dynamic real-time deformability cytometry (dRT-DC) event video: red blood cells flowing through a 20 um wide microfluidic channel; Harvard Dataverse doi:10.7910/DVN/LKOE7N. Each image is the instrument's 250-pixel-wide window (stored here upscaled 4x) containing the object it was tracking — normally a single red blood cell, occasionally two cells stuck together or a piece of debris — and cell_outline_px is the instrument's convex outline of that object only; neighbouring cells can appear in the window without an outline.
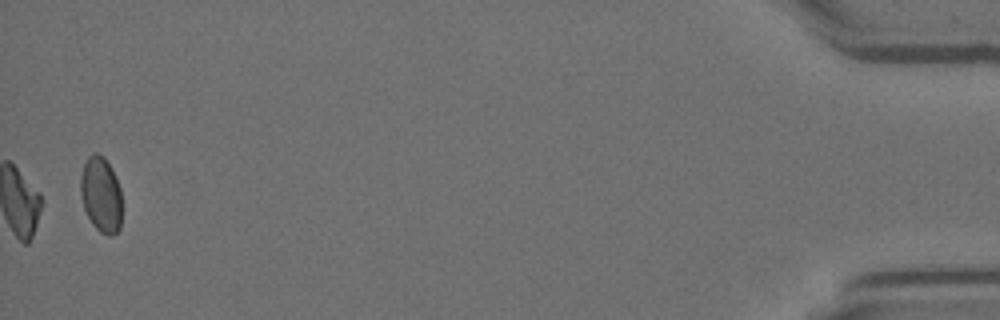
{"species": "Egyptian fruit bat (a non-hibernating species)", "species_latin": "Rousettus aegyptiacus", "temperature_condition": "room temperature", "stored_images_in_passage": 49, "segment_of_instrument_passage": [2, 2], "camera_frame_rate_fps": 3000, "um_per_image_px": 0.085, "animal": {"sex": "female"}, "frame": {"image": 1, "passage_image": 49, "time_ms": 16.0, "image_size_px": [1000, 320], "cell_outline_px": [[120, 228], [112, 236], [108, 236], [100, 232], [92, 224], [84, 208], [80, 196], [80, 176], [84, 164], [88, 156], [92, 152], [96, 152], [104, 156], [112, 168], [120, 188]], "centroid_in_image_um": [8.56, 16.51], "position_along_channel_um": 426.6, "area_um2": 18.32}}